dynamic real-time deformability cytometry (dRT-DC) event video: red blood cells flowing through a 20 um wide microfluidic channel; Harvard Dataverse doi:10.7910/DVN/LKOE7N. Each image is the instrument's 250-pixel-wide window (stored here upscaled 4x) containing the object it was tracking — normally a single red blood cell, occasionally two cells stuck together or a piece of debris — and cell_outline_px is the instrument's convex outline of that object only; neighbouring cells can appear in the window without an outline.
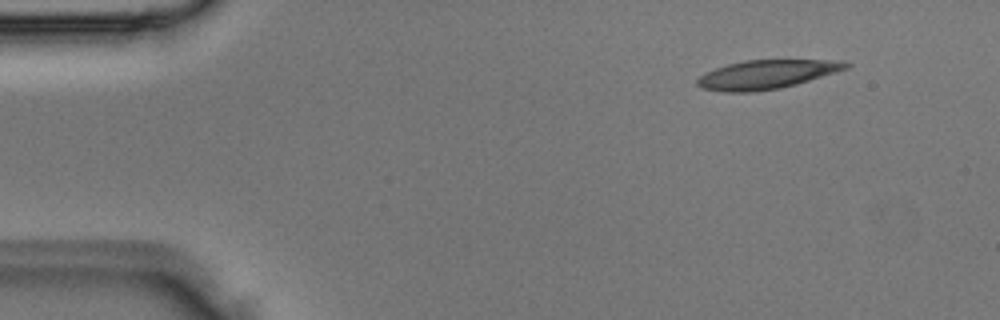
{"species": "Egyptian fruit bat (a non-hibernating species)", "species_latin": "Rousettus aegyptiacus", "temperature_condition": "room temperature", "stored_images_in_passage": 3, "camera_frame_rate_fps": 3000, "um_per_image_px": 0.085, "animal": {"sex": "male"}, "frame": {"image": 1, "passage_image": 1, "time_ms": 0.0, "image_size_px": [1000, 320], "cell_outline_px": [[852, 64], [848, 68], [836, 72], [796, 84], [780, 88], [752, 92], [724, 92], [700, 88], [696, 84], [696, 80], [700, 76], [716, 68], [728, 64], [744, 60], [844, 60]], "centroid_in_image_um": [65.17, 6.33], "position_along_channel_um": 19.8, "area_um2": 24.97}}